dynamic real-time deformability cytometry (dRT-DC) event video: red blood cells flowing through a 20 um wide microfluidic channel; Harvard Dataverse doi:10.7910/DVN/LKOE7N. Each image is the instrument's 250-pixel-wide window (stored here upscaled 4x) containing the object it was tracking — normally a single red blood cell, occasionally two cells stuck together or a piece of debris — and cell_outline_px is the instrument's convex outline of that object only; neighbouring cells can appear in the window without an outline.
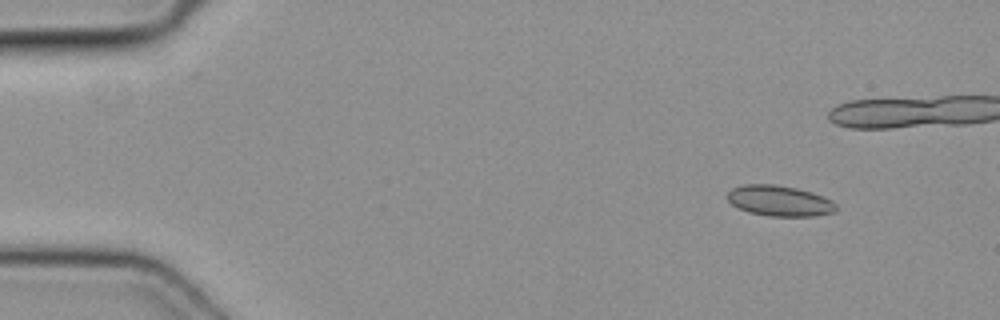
{"species": "common noctule bat (a hibernating species)", "species_latin": "Nyctalus noctula", "temperature_condition": "cold", "stored_images_in_passage": 12, "camera_frame_rate_fps": 3000, "um_per_image_px": 0.085, "animal": {"sex": "female", "body_mass_g": 19.3, "forearm_length_mm": 54.1}, "frame": {"image": 1, "passage_image": 1, "time_ms": 0.0, "image_size_px": [1000, 320], "cell_outline_px": [[840, 208], [836, 212], [812, 216], [768, 216], [748, 212], [732, 204], [724, 196], [732, 188], [744, 184], [776, 184], [796, 188], [812, 192], [832, 200]], "centroid_in_image_um": [66.27, 17.07], "position_along_channel_um": 18.7, "area_um2": 19.65}}